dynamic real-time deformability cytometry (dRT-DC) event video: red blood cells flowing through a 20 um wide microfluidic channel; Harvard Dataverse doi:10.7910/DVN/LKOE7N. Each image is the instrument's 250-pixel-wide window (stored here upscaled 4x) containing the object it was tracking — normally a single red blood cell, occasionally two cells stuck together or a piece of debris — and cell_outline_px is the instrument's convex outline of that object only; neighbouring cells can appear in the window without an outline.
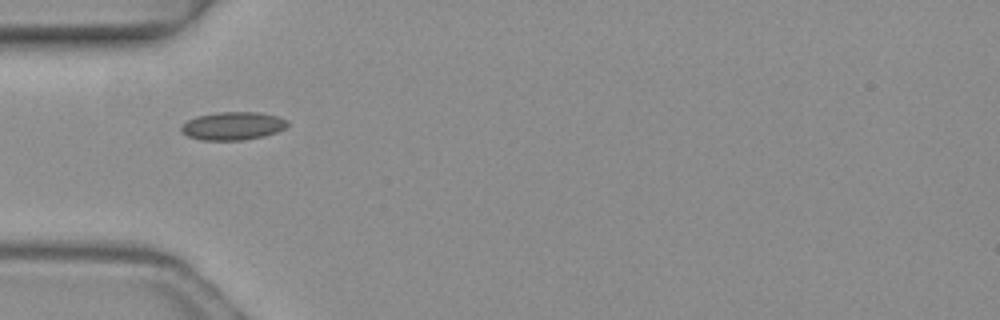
{"species": "common noctule bat (a hibernating species)", "species_latin": "Nyctalus noctula", "temperature_condition": "warm", "stored_images_in_passage": 2, "camera_frame_rate_fps": 3000, "um_per_image_px": 0.085, "animal": {"sex": "female", "body_mass_g": 19.3, "forearm_length_mm": 54.1}, "frame": {"image": 1, "passage_image": 1, "time_ms": 0.0, "image_size_px": [1000, 320], "cell_outline_px": [[288, 124], [284, 128], [276, 132], [264, 136], [240, 140], [204, 140], [188, 136], [180, 132], [180, 124], [196, 116], [216, 112], [260, 112], [276, 116], [288, 120]], "centroid_in_image_um": [19.75, 10.69], "position_along_channel_um": 65.2, "area_um2": 17.46}}
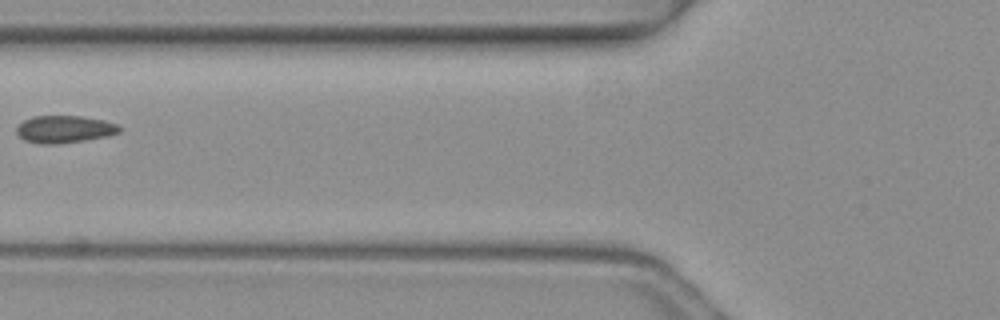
{"frame": {"image": 2, "passage_image": 2, "time_ms": 0.333, "image_size_px": [1000, 320], "cell_outline_px": [[120, 132], [108, 136], [84, 140], [56, 144], [40, 144], [24, 140], [16, 132], [16, 128], [24, 120], [32, 116], [84, 116], [104, 120], [116, 124], [120, 128]], "centroid_in_image_um": [5.47, 10.98], "position_along_channel_um": 120.3, "area_um2": 16.36}}